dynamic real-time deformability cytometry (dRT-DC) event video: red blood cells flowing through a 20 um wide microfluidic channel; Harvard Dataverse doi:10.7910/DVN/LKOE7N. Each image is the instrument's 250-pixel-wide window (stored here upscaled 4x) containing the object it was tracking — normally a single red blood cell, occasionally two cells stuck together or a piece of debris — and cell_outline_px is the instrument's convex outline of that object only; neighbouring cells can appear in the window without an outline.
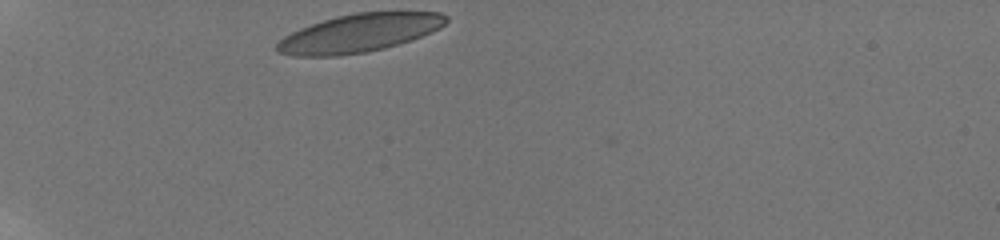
{"species": "human", "species_latin": "Homo sapiens", "temperature_condition": "room temperature", "stored_images_in_passage": 20, "camera_frame_rate_fps": 3000, "um_per_image_px": 0.085, "donor": {"sex": "male"}, "frame": {"image": 1, "passage_image": 1, "time_ms": 0.0, "image_size_px": [1000, 240], "cell_outline_px": [[448, 20], [440, 28], [432, 32], [412, 40], [384, 48], [368, 52], [336, 56], [292, 56], [276, 52], [276, 44], [284, 36], [300, 28], [336, 16], [356, 12], [440, 12], [448, 16]], "centroid_in_image_um": [30.54, 2.82], "position_along_channel_um": 54.5, "area_um2": 37.69}}
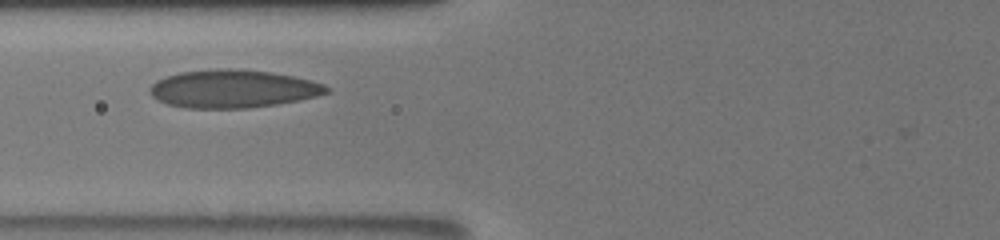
{"frame": {"image": 2, "passage_image": 11, "time_ms": 2.333, "image_size_px": [1000, 240], "cell_outline_px": [[328, 92], [316, 96], [276, 104], [248, 108], [188, 108], [168, 104], [152, 96], [148, 92], [148, 88], [156, 80], [164, 76], [180, 72], [216, 68], [240, 68], [272, 72], [292, 76], [324, 84], [328, 88]], "centroid_in_image_um": [19.74, 7.53], "position_along_channel_um": 106.1, "area_um2": 39.13}}